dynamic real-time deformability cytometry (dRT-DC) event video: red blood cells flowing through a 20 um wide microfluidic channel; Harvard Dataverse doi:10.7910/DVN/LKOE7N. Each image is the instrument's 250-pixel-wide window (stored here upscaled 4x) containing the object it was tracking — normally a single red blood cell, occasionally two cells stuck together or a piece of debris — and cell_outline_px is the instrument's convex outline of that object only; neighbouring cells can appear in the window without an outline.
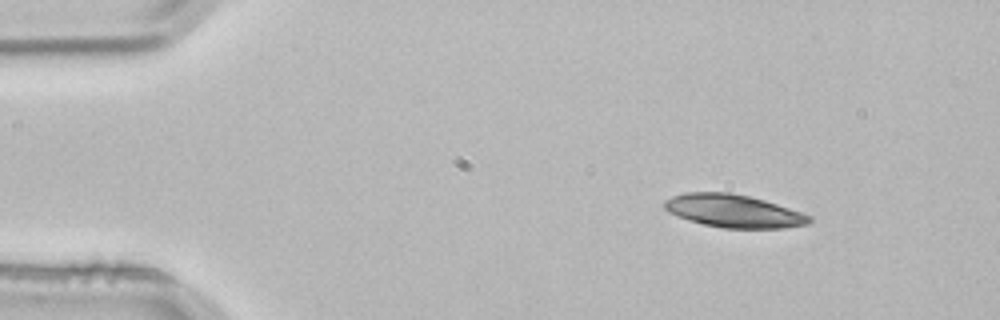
{"species": "common noctule bat (a hibernating species)", "species_latin": "Nyctalus noctula", "temperature_condition": "room temperature", "stored_images_in_passage": 2, "camera_frame_rate_fps": 3000, "um_per_image_px": 0.085, "animal": {"sex": "male", "body_mass_g": 21.5, "forearm_length_mm": 52.0}, "frame": {"image": 1, "passage_image": 1, "time_ms": 0.0, "image_size_px": [1000, 320], "cell_outline_px": [[812, 220], [808, 224], [784, 228], [724, 228], [704, 224], [688, 220], [668, 212], [664, 208], [664, 200], [672, 196], [684, 192], [728, 192], [748, 196], [764, 200], [812, 216]], "centroid_in_image_um": [62.33, 17.93], "position_along_channel_um": 22.7, "area_um2": 27.69}}